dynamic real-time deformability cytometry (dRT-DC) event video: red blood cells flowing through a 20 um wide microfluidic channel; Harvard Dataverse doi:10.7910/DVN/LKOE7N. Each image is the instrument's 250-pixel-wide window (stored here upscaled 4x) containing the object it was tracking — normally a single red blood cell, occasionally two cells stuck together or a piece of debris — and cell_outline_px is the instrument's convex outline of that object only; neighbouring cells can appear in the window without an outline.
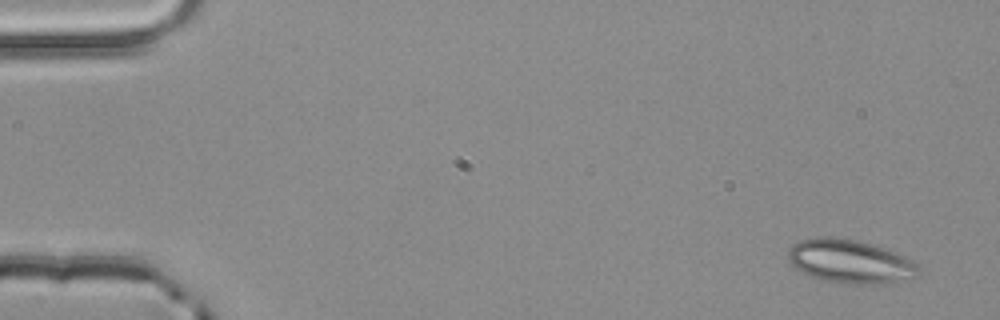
{"species": "common noctule bat (a hibernating species)", "species_latin": "Nyctalus noctula", "temperature_condition": "room temperature", "stored_images_in_passage": 4, "camera_frame_rate_fps": 3000, "um_per_image_px": 0.085, "animal": {"sex": "male", "body_mass_g": 20.4}, "frame": {"image": 1, "passage_image": 1, "time_ms": 0.0, "image_size_px": [1000, 320], "cell_outline_px": [[920, 276], [912, 280], [876, 284], [860, 284], [824, 280], [812, 276], [796, 268], [788, 260], [788, 252], [792, 244], [800, 240], [820, 236], [832, 236], [856, 240], [896, 252], [912, 260], [916, 264], [920, 272]], "centroid_in_image_um": [72.3, 22.22], "position_along_channel_um": 12.7, "area_um2": 33.12}}